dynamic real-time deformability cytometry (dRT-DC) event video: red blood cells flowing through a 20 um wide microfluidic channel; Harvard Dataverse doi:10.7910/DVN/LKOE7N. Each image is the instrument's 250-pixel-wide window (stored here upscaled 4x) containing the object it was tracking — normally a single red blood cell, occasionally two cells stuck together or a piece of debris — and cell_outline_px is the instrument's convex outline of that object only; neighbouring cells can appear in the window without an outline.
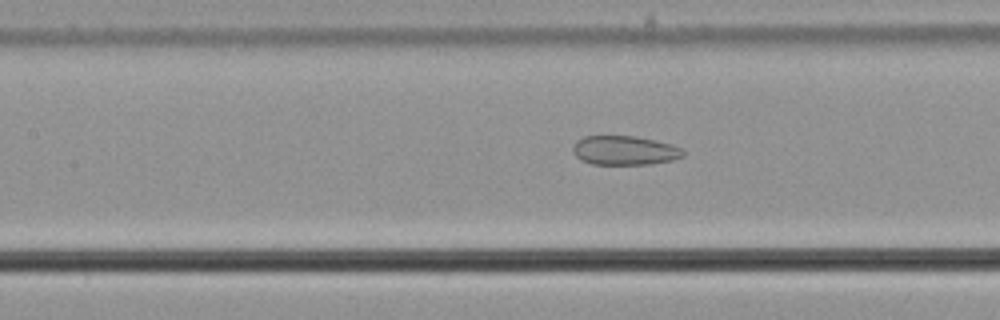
{"species": "common noctule bat (a hibernating species)", "species_latin": "Nyctalus noctula", "temperature_condition": "cold", "stored_images_in_passage": 37, "camera_frame_rate_fps": 3000, "um_per_image_px": 0.085, "animal": {"sex": "male", "body_mass_g": 21.5, "forearm_length_mm": 52.0}, "frame": {"image": 1, "passage_image": 13, "time_ms": 4.0, "image_size_px": [1000, 320], "cell_outline_px": [[684, 156], [672, 160], [652, 164], [592, 164], [580, 160], [572, 152], [572, 148], [576, 140], [584, 136], [636, 136], [656, 140], [672, 144], [680, 148], [684, 152]], "centroid_in_image_um": [53.07, 12.78], "position_along_channel_um": 154.3, "area_um2": 18.9}}
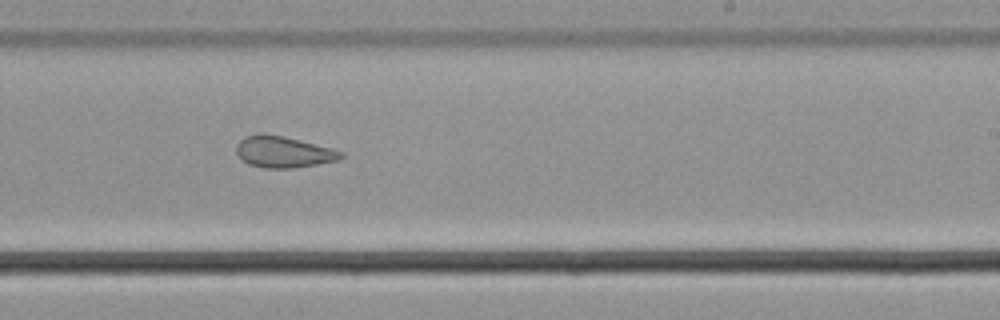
{"frame": {"image": 2, "passage_image": 22, "time_ms": 7.0, "image_size_px": [1000, 320], "cell_outline_px": [[344, 156], [340, 160], [292, 168], [264, 168], [248, 164], [240, 160], [236, 152], [236, 144], [244, 136], [284, 136], [332, 148], [344, 152]], "centroid_in_image_um": [24.11, 12.95], "position_along_channel_um": 264.9, "area_um2": 18.84}}
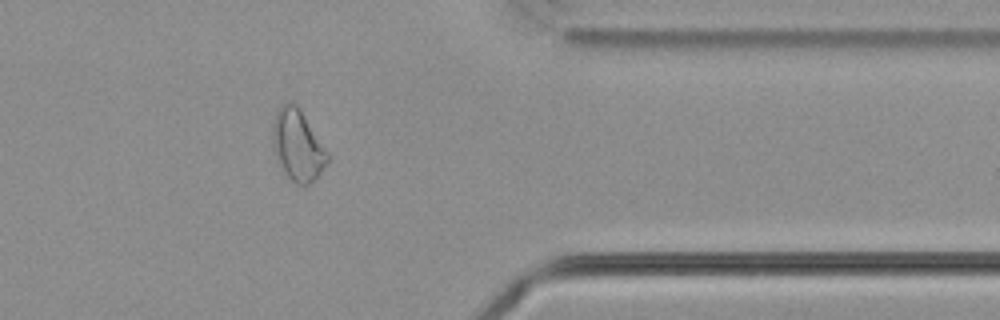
{"frame": {"image": 3, "passage_image": 33, "time_ms": 10.667, "image_size_px": [1000, 320], "cell_outline_px": [[328, 164], [308, 184], [296, 184], [288, 176], [280, 164], [276, 156], [272, 140], [272, 120], [276, 112], [288, 100], [292, 100], [300, 108], [328, 152]], "centroid_in_image_um": [25.29, 12.29], "position_along_channel_um": 386.1, "area_um2": 22.48}, "authors_computed_cell_mechanics": {"area_um2": 20.0566, "velocity_mm_per_s": 3.6985, "shape_relaxation_time_tau1_ms": null, "shape_relaxation_time_tau2_ms": 6.1544, "deformation_change_tau1": null, "deformation_change_tau2": 0.1176}}